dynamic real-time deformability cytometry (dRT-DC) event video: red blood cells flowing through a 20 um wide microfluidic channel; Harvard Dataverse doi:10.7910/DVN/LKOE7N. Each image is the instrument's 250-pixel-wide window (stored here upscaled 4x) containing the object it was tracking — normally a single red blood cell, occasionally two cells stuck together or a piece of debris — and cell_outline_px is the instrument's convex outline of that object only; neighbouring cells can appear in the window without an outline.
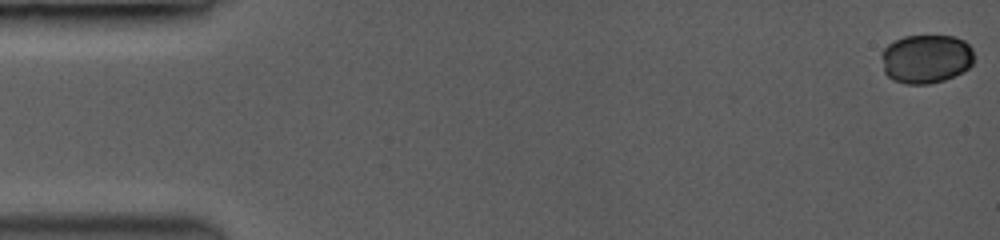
{"species": "common noctule bat (a hibernating species)", "species_latin": "Nyctalus noctula", "temperature_condition": "room temperature", "stored_images_in_passage": 55, "camera_frame_rate_fps": 3500, "um_per_image_px": 0.085, "animal": {"sex": "female", "body_mass_g": 19.0, "forearm_length_mm": 53.3}, "frame": {"image": 1, "passage_image": 1, "time_ms": 0.0, "image_size_px": [1000, 240], "cell_outline_px": [[972, 64], [968, 68], [944, 80], [928, 84], [904, 84], [892, 80], [884, 72], [884, 48], [888, 44], [904, 36], [952, 36], [964, 40], [972, 48]], "centroid_in_image_um": [78.72, 5.0], "position_along_channel_um": 6.3, "area_um2": 26.01}}
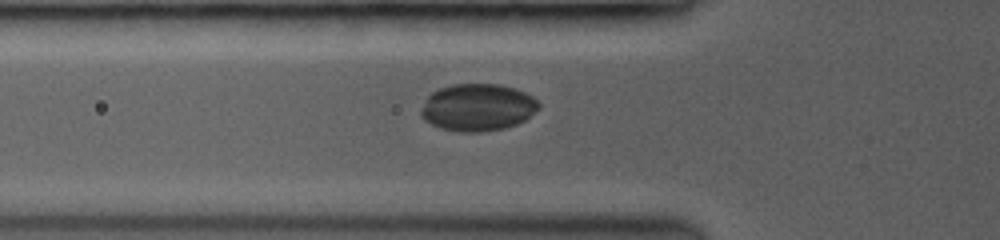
{"frame": {"image": 2, "passage_image": 21, "time_ms": 5.714, "image_size_px": [1000, 240], "cell_outline_px": [[540, 108], [524, 120], [516, 124], [504, 128], [484, 132], [456, 132], [440, 128], [424, 120], [420, 116], [420, 112], [428, 96], [432, 92], [440, 88], [452, 84], [500, 84], [516, 88], [532, 96], [540, 104]], "centroid_in_image_um": [40.6, 9.13], "position_along_channel_um": 85.2, "area_um2": 32.54}}
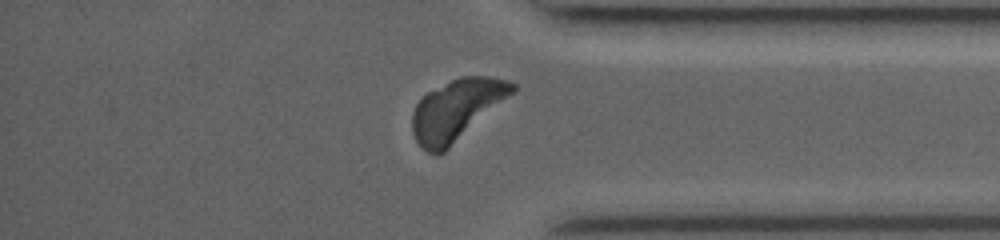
{"frame": {"image": 3, "passage_image": 48, "time_ms": 13.429, "image_size_px": [1000, 240], "cell_outline_px": [[516, 92], [444, 152], [436, 156], [428, 152], [416, 140], [412, 132], [412, 112], [416, 104], [428, 92], [460, 76], [488, 76], [508, 80], [516, 84]], "centroid_in_image_um": [38.84, 9.33], "position_along_channel_um": 396.4, "area_um2": 35.43}}